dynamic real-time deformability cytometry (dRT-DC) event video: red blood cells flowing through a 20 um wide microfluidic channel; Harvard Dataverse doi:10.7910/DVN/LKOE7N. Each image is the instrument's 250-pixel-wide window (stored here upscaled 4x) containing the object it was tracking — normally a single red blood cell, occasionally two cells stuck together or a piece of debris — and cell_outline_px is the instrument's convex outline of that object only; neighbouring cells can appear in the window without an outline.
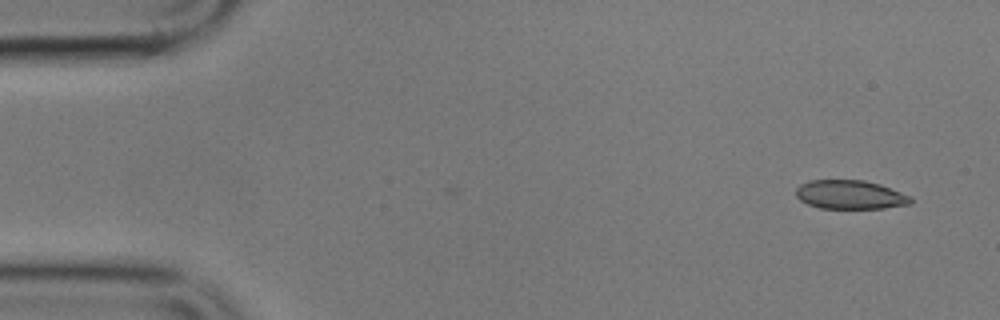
{"species": "common noctule bat (a hibernating species)", "species_latin": "Nyctalus noctula", "temperature_condition": "cold", "stored_images_in_passage": 6, "camera_frame_rate_fps": 3000, "um_per_image_px": 0.085, "animal": {"sex": "male", "body_mass_g": 17.9}, "frame": {"image": 1, "passage_image": 1, "time_ms": 0.0, "image_size_px": [1000, 320], "cell_outline_px": [[912, 200], [908, 204], [884, 208], [820, 208], [808, 204], [800, 200], [796, 196], [796, 188], [800, 184], [812, 180], [864, 180], [880, 184], [912, 196]], "centroid_in_image_um": [72.26, 16.54], "position_along_channel_um": 12.7, "area_um2": 19.25}}
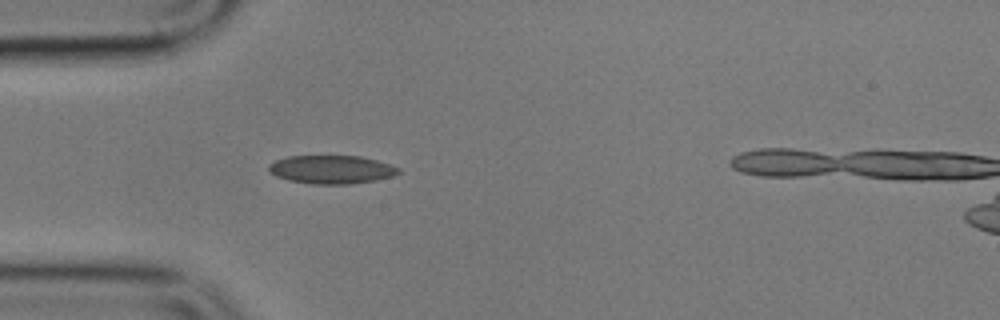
{"frame": {"image": 2, "passage_image": 5, "time_ms": 4.333, "image_size_px": [1000, 320], "cell_outline_px": [[400, 172], [392, 176], [376, 180], [348, 184], [312, 184], [288, 180], [276, 176], [268, 172], [268, 164], [276, 160], [288, 156], [360, 156], [392, 164], [400, 168]], "centroid_in_image_um": [28.17, 14.4], "position_along_channel_um": 56.8, "area_um2": 21.56}}